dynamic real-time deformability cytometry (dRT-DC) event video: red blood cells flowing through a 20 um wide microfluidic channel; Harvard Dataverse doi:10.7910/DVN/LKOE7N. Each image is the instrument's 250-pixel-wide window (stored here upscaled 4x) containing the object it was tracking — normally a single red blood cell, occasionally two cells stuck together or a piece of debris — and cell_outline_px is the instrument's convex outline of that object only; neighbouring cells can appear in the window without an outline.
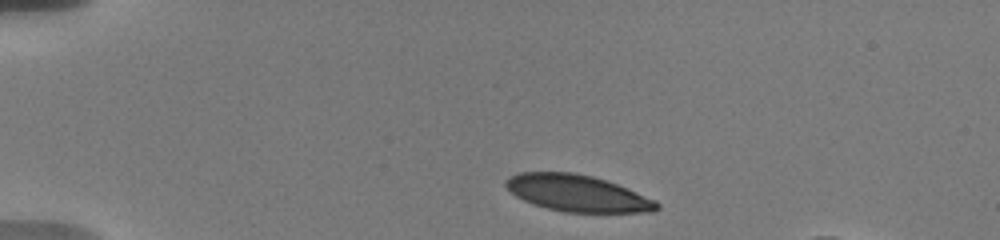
{"species": "human", "species_latin": "Homo sapiens", "temperature_condition": "warm", "stored_images_in_passage": 6, "camera_frame_rate_fps": 3000, "um_per_image_px": 0.085, "donor": {"sex": "male"}, "frame": {"image": 1, "passage_image": 1, "time_ms": 0.0, "image_size_px": [1000, 240], "cell_outline_px": [[660, 208], [652, 212], [564, 212], [548, 208], [524, 200], [516, 196], [504, 184], [504, 180], [508, 176], [520, 172], [572, 172], [592, 176], [616, 184], [656, 200], [660, 204]], "centroid_in_image_um": [49.07, 16.42], "position_along_channel_um": 35.9, "area_um2": 31.96}}